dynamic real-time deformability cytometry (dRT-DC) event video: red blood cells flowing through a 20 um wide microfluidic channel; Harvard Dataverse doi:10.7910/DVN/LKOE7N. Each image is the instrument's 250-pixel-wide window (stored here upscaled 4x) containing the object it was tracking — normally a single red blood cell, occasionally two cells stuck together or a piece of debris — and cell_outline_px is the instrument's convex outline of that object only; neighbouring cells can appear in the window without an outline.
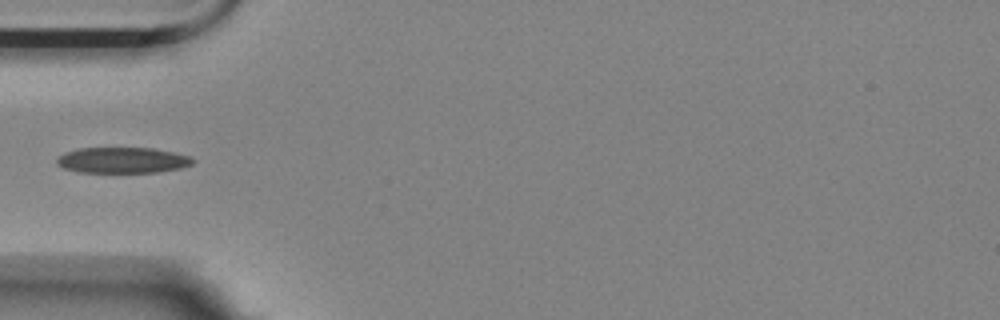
{"species": "Egyptian fruit bat (a non-hibernating species)", "species_latin": "Rousettus aegyptiacus", "temperature_condition": "room temperature", "stored_images_in_passage": 1, "camera_frame_rate_fps": 3000, "um_per_image_px": 0.085, "animal": {"sex": "female"}, "frame": {"image": 1, "passage_image": 1, "time_ms": 0.0, "image_size_px": [1000, 320], "cell_outline_px": [[196, 160], [192, 164], [180, 168], [160, 172], [80, 172], [64, 168], [56, 164], [56, 156], [64, 152], [80, 148], [152, 148], [192, 156]], "centroid_in_image_um": [10.41, 13.61], "position_along_channel_um": 74.6, "area_um2": 20.58}}